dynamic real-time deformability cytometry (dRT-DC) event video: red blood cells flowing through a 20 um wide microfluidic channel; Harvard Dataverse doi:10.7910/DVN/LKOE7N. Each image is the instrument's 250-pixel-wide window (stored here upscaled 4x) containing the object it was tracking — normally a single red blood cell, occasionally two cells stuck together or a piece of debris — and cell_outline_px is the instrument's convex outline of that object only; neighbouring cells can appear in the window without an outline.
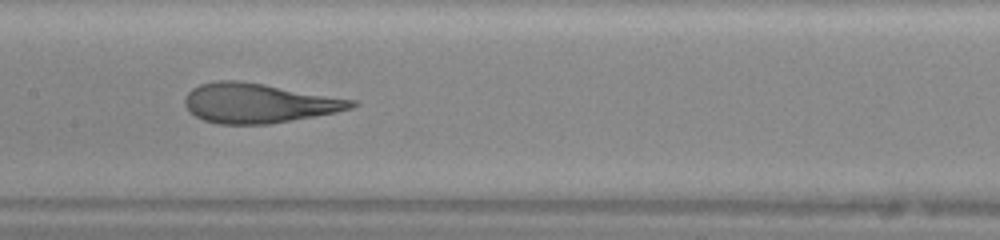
{"species": "human", "species_latin": "Homo sapiens", "temperature_condition": "warm", "stored_images_in_passage": 31, "camera_frame_rate_fps": 3000, "um_per_image_px": 0.085, "donor": {"sex": "female"}, "frame": {"image": 1, "passage_image": 10, "time_ms": 3.0, "image_size_px": [1000, 240], "cell_outline_px": [[360, 104], [352, 108], [336, 112], [268, 124], [216, 124], [204, 120], [196, 116], [184, 104], [184, 100], [188, 92], [192, 88], [200, 84], [216, 80], [240, 80], [264, 84], [356, 100]], "centroid_in_image_um": [21.97, 8.76], "position_along_channel_um": 185.4, "area_um2": 38.32}}